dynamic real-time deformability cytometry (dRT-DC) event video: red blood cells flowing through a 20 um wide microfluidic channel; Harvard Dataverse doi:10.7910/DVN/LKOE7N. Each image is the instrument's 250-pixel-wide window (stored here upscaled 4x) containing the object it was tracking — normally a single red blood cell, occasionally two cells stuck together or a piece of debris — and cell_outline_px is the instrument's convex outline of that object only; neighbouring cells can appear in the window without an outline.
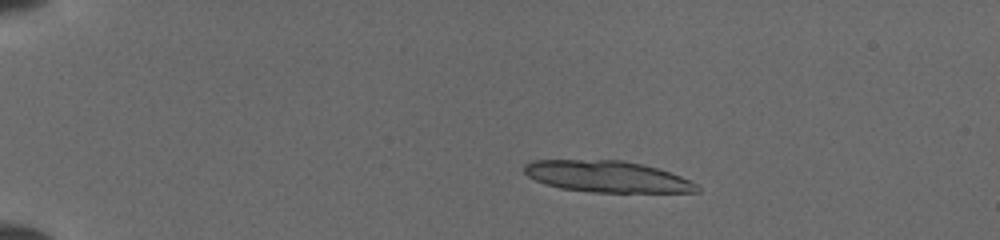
{"species": "common noctule bat (a hibernating species)", "species_latin": "Nyctalus noctula", "temperature_condition": "cold", "stored_images_in_passage": 13, "camera_frame_rate_fps": 3000, "um_per_image_px": 0.085, "animal": {"sex": "female", "body_mass_g": 19.5, "forearm_length_mm": 54.1}, "frame": {"image": 1, "passage_image": 6, "time_ms": 3.0, "image_size_px": [1000, 240], "cell_outline_px": [[700, 192], [592, 192], [560, 188], [544, 184], [528, 176], [524, 172], [524, 164], [532, 160], [624, 160], [644, 164], [680, 176], [696, 184], [700, 188]], "centroid_in_image_um": [51.57, 15.0], "position_along_channel_um": 33.4, "area_um2": 31.56}}